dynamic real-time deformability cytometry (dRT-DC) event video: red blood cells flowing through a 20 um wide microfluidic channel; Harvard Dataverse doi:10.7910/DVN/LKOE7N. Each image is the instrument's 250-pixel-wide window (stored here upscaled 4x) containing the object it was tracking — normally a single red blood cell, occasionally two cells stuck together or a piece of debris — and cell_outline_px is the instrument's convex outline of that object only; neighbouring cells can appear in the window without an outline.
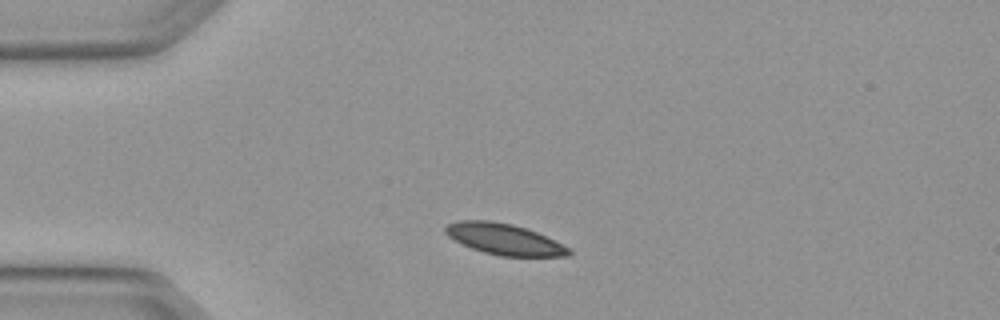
{"species": "Egyptian fruit bat (a non-hibernating species)", "species_latin": "Rousettus aegyptiacus", "temperature_condition": "warm", "stored_images_in_passage": 2, "camera_frame_rate_fps": 3000, "um_per_image_px": 0.085, "animal": {"sex": "female"}, "frame": {"image": 1, "passage_image": 1, "time_ms": 0.0, "image_size_px": [1000, 320], "cell_outline_px": [[572, 252], [568, 256], [500, 256], [484, 252], [472, 248], [448, 236], [444, 232], [444, 228], [448, 224], [460, 220], [492, 220], [512, 224], [536, 232], [572, 248]], "centroid_in_image_um": [42.88, 20.33], "position_along_channel_um": 42.1, "area_um2": 22.2}}